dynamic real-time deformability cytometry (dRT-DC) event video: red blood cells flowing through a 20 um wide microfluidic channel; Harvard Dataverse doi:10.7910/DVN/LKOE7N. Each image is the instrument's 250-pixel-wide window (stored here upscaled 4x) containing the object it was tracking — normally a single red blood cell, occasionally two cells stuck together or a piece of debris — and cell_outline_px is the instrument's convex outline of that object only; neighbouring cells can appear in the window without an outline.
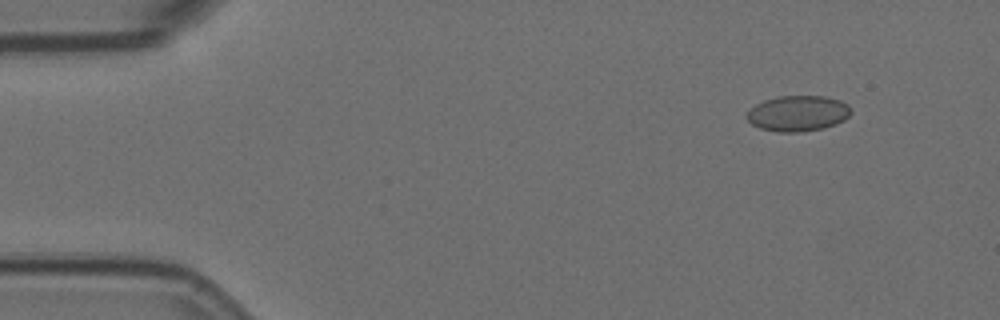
{"species": "Egyptian fruit bat (a non-hibernating species)", "species_latin": "Rousettus aegyptiacus", "temperature_condition": "room temperature", "stored_images_in_passage": 3, "camera_frame_rate_fps": 3000, "um_per_image_px": 0.085, "animal": {"sex": "female"}, "frame": {"image": 1, "passage_image": 2, "time_ms": 0.333, "image_size_px": [1000, 320], "cell_outline_px": [[852, 112], [844, 120], [836, 124], [820, 128], [796, 132], [780, 132], [760, 128], [752, 124], [744, 116], [756, 104], [764, 100], [776, 96], [824, 96], [840, 100], [848, 104]], "centroid_in_image_um": [67.82, 9.62], "position_along_channel_um": 17.2, "area_um2": 21.56}}